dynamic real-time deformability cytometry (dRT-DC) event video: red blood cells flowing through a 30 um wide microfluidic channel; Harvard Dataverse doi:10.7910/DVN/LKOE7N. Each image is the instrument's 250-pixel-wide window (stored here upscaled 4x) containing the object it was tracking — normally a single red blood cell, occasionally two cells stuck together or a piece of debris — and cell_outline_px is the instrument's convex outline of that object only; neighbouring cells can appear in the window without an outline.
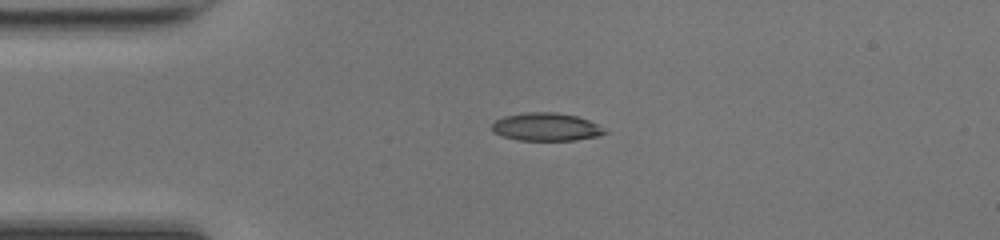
{"species": "common noctule bat (a hibernating species)", "species_latin": "Nyctalus noctula", "temperature_condition": "room temperature", "stored_images_in_passage": 38, "camera_frame_rate_fps": 3000, "um_per_image_px": 0.085, "animal": {"sex": "female", "body_mass_g": 17.0, "forearm_length_mm": 48.0}, "frame": {"image": 1, "passage_image": 1, "time_ms": 0.0, "image_size_px": [1000, 240], "cell_outline_px": [[608, 132], [596, 136], [576, 140], [516, 140], [500, 136], [492, 132], [492, 124], [496, 120], [504, 116], [524, 112], [556, 112], [576, 116], [588, 120], [596, 124]], "centroid_in_image_um": [46.36, 10.79], "position_along_channel_um": 38.6, "area_um2": 18.38}}
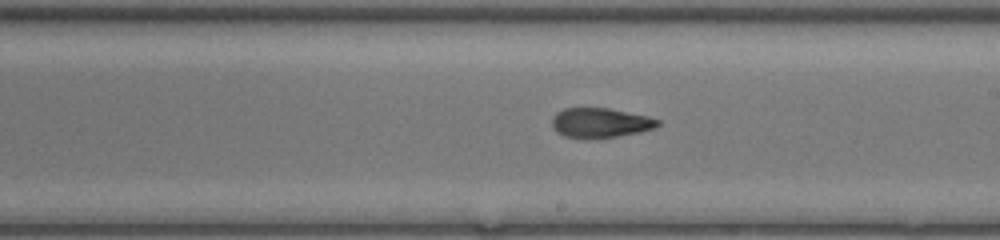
{"frame": {"image": 2, "passage_image": 17, "time_ms": 5.333, "image_size_px": [1000, 240], "cell_outline_px": [[660, 124], [656, 128], [640, 132], [596, 140], [564, 136], [556, 132], [552, 128], [552, 116], [556, 112], [564, 108], [608, 108], [648, 116], [660, 120]], "centroid_in_image_um": [51.01, 10.45], "position_along_channel_um": 238.0, "area_um2": 18.73}}
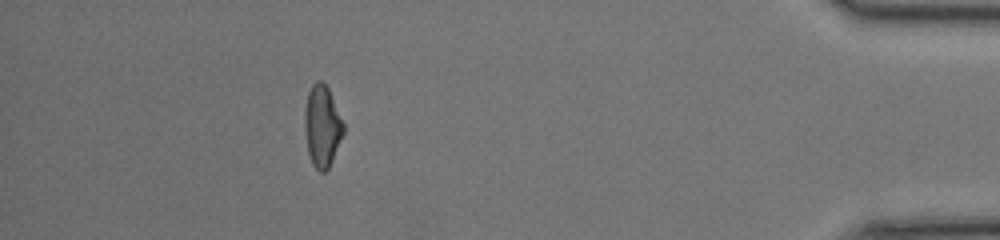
{"frame": {"image": 3, "passage_image": 33, "time_ms": 10.667, "image_size_px": [1000, 240], "cell_outline_px": [[344, 132], [332, 160], [328, 168], [324, 172], [320, 172], [312, 164], [308, 152], [304, 128], [304, 112], [308, 92], [312, 84], [316, 80], [320, 80], [328, 88], [344, 124]], "centroid_in_image_um": [27.37, 10.71], "position_along_channel_um": 407.8, "area_um2": 18.32}, "authors_computed_cell_mechanics": {"area_um2": 18.6116, "velocity_mm_per_s": 4.2885, "shape_relaxation_time_tau1_ms": null, "shape_relaxation_time_tau2_ms": 1.921, "deformation_change_tau1": null, "deformation_change_tau2": 0.0898}}